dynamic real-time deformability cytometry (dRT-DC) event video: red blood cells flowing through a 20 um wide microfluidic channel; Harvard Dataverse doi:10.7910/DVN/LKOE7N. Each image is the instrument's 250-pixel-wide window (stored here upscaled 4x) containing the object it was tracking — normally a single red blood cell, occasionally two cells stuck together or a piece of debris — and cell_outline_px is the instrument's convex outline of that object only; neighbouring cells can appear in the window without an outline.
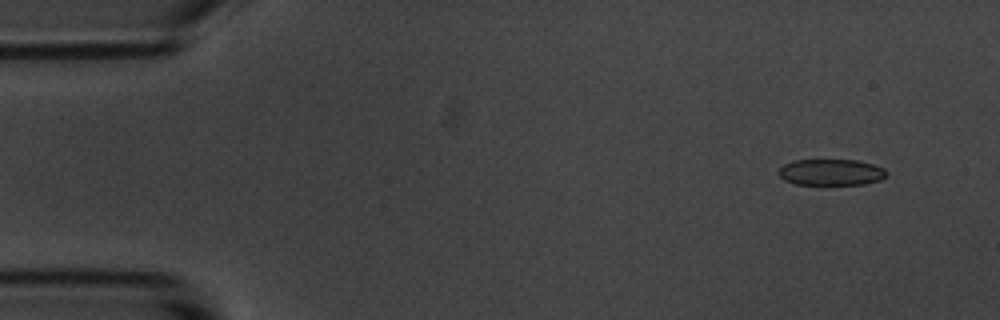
{"species": "common noctule bat (a hibernating species)", "species_latin": "Nyctalus noctula", "temperature_condition": "room temperature", "stored_images_in_passage": 6, "segment_of_instrument_passage": [1, 2], "camera_frame_rate_fps": 3000, "um_per_image_px": 0.085, "animal": {"sex": "male", "body_mass_g": 20.1, "forearm_length_mm": 53.5}, "frame": {"image": 1, "passage_image": 2, "time_ms": 1.0, "image_size_px": [1000, 320], "cell_outline_px": [[888, 172], [880, 180], [864, 184], [796, 184], [784, 180], [776, 172], [784, 164], [792, 160], [856, 160], [872, 164], [884, 168]], "centroid_in_image_um": [70.61, 14.63], "position_along_channel_um": 14.4, "area_um2": 16.47}}
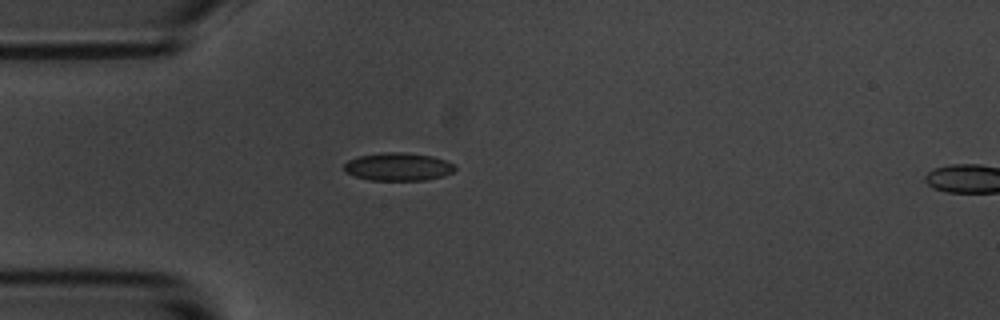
{"frame": {"image": 2, "passage_image": 5, "time_ms": 4.667, "image_size_px": [1000, 320], "cell_outline_px": [[456, 168], [452, 172], [444, 176], [424, 180], [368, 180], [344, 172], [344, 164], [348, 160], [360, 156], [384, 152], [404, 152], [432, 156], [444, 160], [452, 164]], "centroid_in_image_um": [33.82, 14.17], "position_along_channel_um": 51.2, "area_um2": 17.98}}